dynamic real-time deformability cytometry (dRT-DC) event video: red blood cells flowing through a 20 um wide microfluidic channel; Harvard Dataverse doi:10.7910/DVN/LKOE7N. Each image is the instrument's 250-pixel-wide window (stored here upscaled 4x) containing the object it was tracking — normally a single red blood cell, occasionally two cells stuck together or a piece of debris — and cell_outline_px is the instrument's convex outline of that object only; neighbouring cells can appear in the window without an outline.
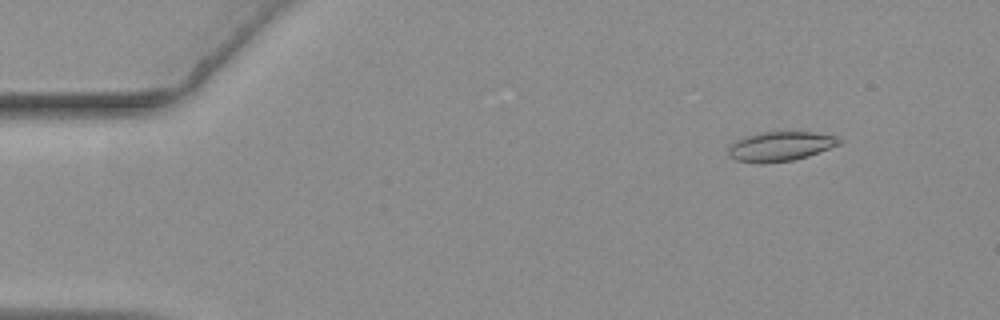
{"species": "common noctule bat (a hibernating species)", "species_latin": "Nyctalus noctula", "temperature_condition": "warm", "stored_images_in_passage": 57, "camera_frame_rate_fps": 3000, "um_per_image_px": 0.085, "animal": {"sex": "female", "body_mass_g": 19.3, "forearm_length_mm": 54.1}, "frame": {"image": 1, "passage_image": 6, "time_ms": 1.667, "image_size_px": [1000, 320], "cell_outline_px": [[844, 140], [840, 144], [808, 156], [792, 160], [764, 164], [760, 164], [736, 160], [728, 156], [728, 148], [736, 140], [744, 136], [756, 132], [812, 132], [836, 136]], "centroid_in_image_um": [66.3, 12.44], "position_along_channel_um": 18.7, "area_um2": 19.25}}
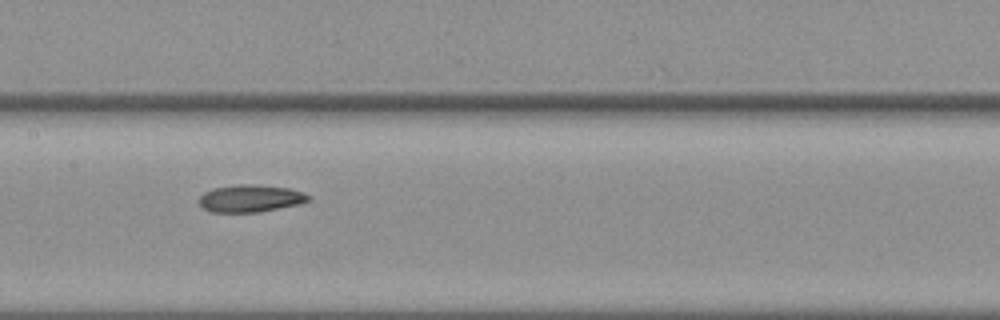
{"frame": {"image": 2, "passage_image": 28, "time_ms": 9.0, "image_size_px": [1000, 320], "cell_outline_px": [[312, 200], [300, 204], [260, 212], [212, 212], [204, 208], [200, 204], [200, 196], [204, 192], [212, 188], [236, 184], [256, 184], [288, 188], [304, 192], [312, 196]], "centroid_in_image_um": [21.34, 16.85], "position_along_channel_um": 186.1, "area_um2": 17.63}}
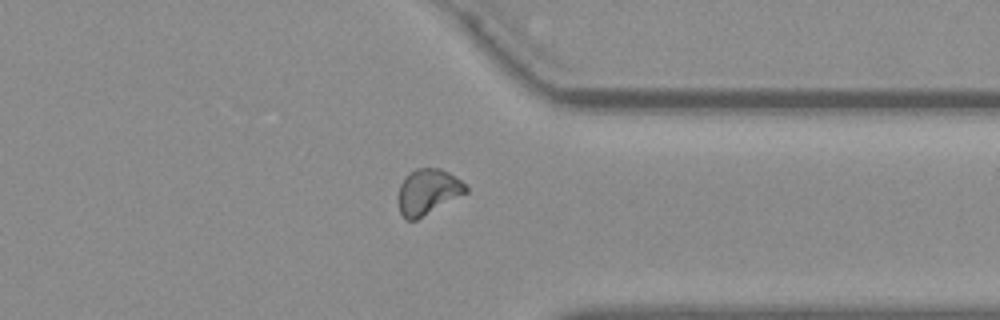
{"frame": {"image": 3, "passage_image": 44, "time_ms": 14.333, "image_size_px": [1000, 320], "cell_outline_px": [[468, 192], [416, 220], [404, 220], [400, 212], [396, 200], [400, 184], [408, 172], [416, 168], [440, 168], [448, 172], [460, 180], [468, 188]], "centroid_in_image_um": [36.32, 16.31], "position_along_channel_um": 375.1, "area_um2": 18.15}, "authors_computed_cell_mechanics": {"area_um2": 18.0914, "velocity_mm_per_s": 3.6221, "shape_relaxation_time_tau1_ms": 7.3799, "shape_relaxation_time_tau2_ms": 5.6497, "deformation_change_tau1": 0.1472, "deformation_change_tau2": 0.1143}}